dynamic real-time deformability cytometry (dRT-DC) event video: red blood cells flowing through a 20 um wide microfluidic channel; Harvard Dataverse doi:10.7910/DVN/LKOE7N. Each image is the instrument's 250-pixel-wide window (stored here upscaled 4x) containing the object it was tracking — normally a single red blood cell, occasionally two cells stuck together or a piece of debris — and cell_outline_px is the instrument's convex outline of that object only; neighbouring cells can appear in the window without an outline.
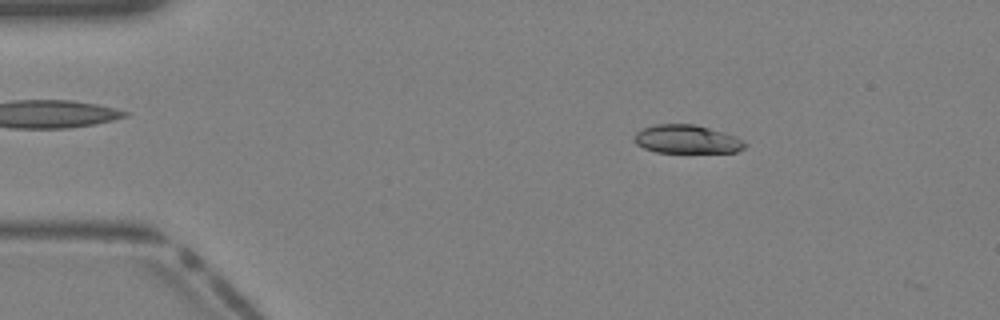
{"species": "Egyptian fruit bat (a non-hibernating species)", "species_latin": "Rousettus aegyptiacus", "temperature_condition": "warm", "stored_images_in_passage": 15, "camera_frame_rate_fps": 3000, "um_per_image_px": 0.085, "animal": {"sex": "female"}, "frame": {"image": 1, "passage_image": 1, "time_ms": 0.0, "image_size_px": [1000, 320], "cell_outline_px": [[748, 144], [744, 148], [736, 152], [656, 152], [644, 148], [636, 144], [632, 140], [636, 132], [644, 128], [656, 124], [696, 124], [724, 132], [736, 136], [744, 140]], "centroid_in_image_um": [58.4, 11.83], "position_along_channel_um": 26.6, "area_um2": 18.5}}
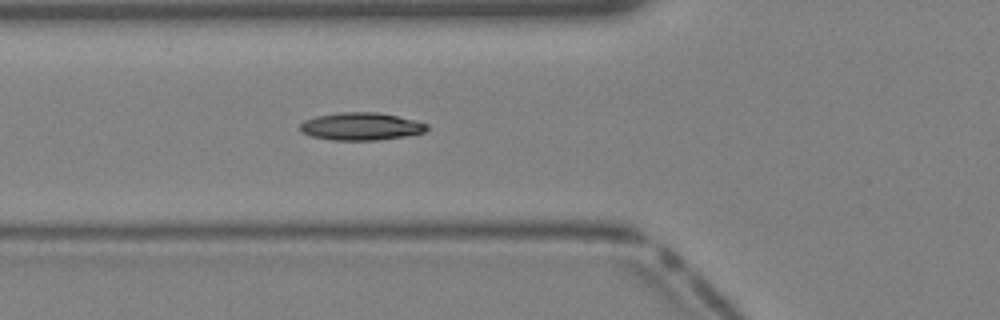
{"frame": {"image": 2, "passage_image": 9, "time_ms": 2.667, "image_size_px": [1000, 320], "cell_outline_px": [[428, 128], [424, 132], [404, 136], [380, 140], [332, 140], [312, 136], [300, 132], [300, 124], [304, 120], [316, 116], [340, 112], [376, 112], [416, 120], [428, 124]], "centroid_in_image_um": [30.67, 10.74], "position_along_channel_um": 95.1, "area_um2": 20.4}}
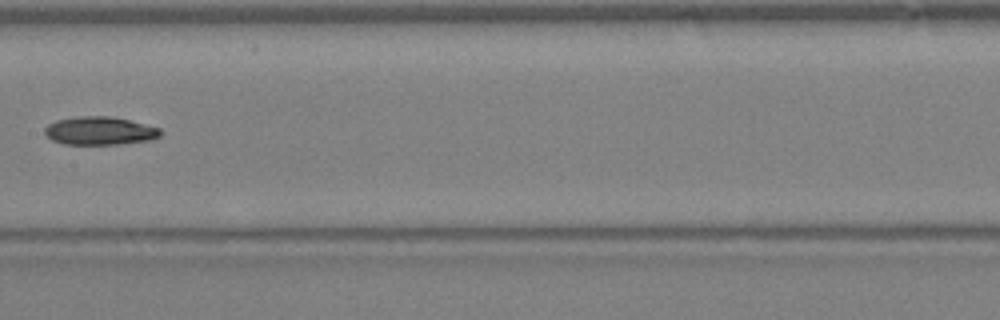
{"frame": {"image": 3, "passage_image": 15, "time_ms": 4.667, "image_size_px": [1000, 320], "cell_outline_px": [[160, 136], [148, 140], [116, 144], [64, 144], [52, 140], [44, 132], [44, 128], [48, 124], [56, 120], [76, 116], [112, 116], [160, 128]], "centroid_in_image_um": [8.43, 11.11], "position_along_channel_um": 199.0, "area_um2": 18.84}}